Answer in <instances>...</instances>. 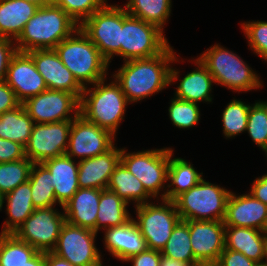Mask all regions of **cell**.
Here are the masks:
<instances>
[{
    "instance_id": "obj_1",
    "label": "cell",
    "mask_w": 267,
    "mask_h": 266,
    "mask_svg": "<svg viewBox=\"0 0 267 266\" xmlns=\"http://www.w3.org/2000/svg\"><path fill=\"white\" fill-rule=\"evenodd\" d=\"M179 62L169 45L161 54L144 59L125 61L112 74L129 103L138 102L162 91L178 80L180 71L170 68V63Z\"/></svg>"
},
{
    "instance_id": "obj_2",
    "label": "cell",
    "mask_w": 267,
    "mask_h": 266,
    "mask_svg": "<svg viewBox=\"0 0 267 266\" xmlns=\"http://www.w3.org/2000/svg\"><path fill=\"white\" fill-rule=\"evenodd\" d=\"M78 27L61 7L55 4L39 7L15 40L17 50L54 49Z\"/></svg>"
},
{
    "instance_id": "obj_3",
    "label": "cell",
    "mask_w": 267,
    "mask_h": 266,
    "mask_svg": "<svg viewBox=\"0 0 267 266\" xmlns=\"http://www.w3.org/2000/svg\"><path fill=\"white\" fill-rule=\"evenodd\" d=\"M54 50L83 87L107 78L109 63L80 27Z\"/></svg>"
},
{
    "instance_id": "obj_4",
    "label": "cell",
    "mask_w": 267,
    "mask_h": 266,
    "mask_svg": "<svg viewBox=\"0 0 267 266\" xmlns=\"http://www.w3.org/2000/svg\"><path fill=\"white\" fill-rule=\"evenodd\" d=\"M105 81L104 79L96 82L92 89H88V86L84 87L79 104V114L87 121L116 136L129 102L115 80L110 84H105Z\"/></svg>"
},
{
    "instance_id": "obj_5",
    "label": "cell",
    "mask_w": 267,
    "mask_h": 266,
    "mask_svg": "<svg viewBox=\"0 0 267 266\" xmlns=\"http://www.w3.org/2000/svg\"><path fill=\"white\" fill-rule=\"evenodd\" d=\"M209 48L198 58L207 67L215 84L238 93L261 88L260 77L237 54L219 44Z\"/></svg>"
},
{
    "instance_id": "obj_6",
    "label": "cell",
    "mask_w": 267,
    "mask_h": 266,
    "mask_svg": "<svg viewBox=\"0 0 267 266\" xmlns=\"http://www.w3.org/2000/svg\"><path fill=\"white\" fill-rule=\"evenodd\" d=\"M231 191L202 180L188 191L181 193L173 202L180 219L196 221H223Z\"/></svg>"
},
{
    "instance_id": "obj_7",
    "label": "cell",
    "mask_w": 267,
    "mask_h": 266,
    "mask_svg": "<svg viewBox=\"0 0 267 266\" xmlns=\"http://www.w3.org/2000/svg\"><path fill=\"white\" fill-rule=\"evenodd\" d=\"M169 43L157 26L130 16L123 7L121 58L124 62L161 54Z\"/></svg>"
},
{
    "instance_id": "obj_8",
    "label": "cell",
    "mask_w": 267,
    "mask_h": 266,
    "mask_svg": "<svg viewBox=\"0 0 267 266\" xmlns=\"http://www.w3.org/2000/svg\"><path fill=\"white\" fill-rule=\"evenodd\" d=\"M122 25L123 8L119 5L106 4L79 27L110 64L114 55L121 56Z\"/></svg>"
},
{
    "instance_id": "obj_9",
    "label": "cell",
    "mask_w": 267,
    "mask_h": 266,
    "mask_svg": "<svg viewBox=\"0 0 267 266\" xmlns=\"http://www.w3.org/2000/svg\"><path fill=\"white\" fill-rule=\"evenodd\" d=\"M135 209L138 220L134 221L146 241L147 249L161 252L174 227L181 221L175 203L162 199L161 205L148 202L137 205Z\"/></svg>"
},
{
    "instance_id": "obj_10",
    "label": "cell",
    "mask_w": 267,
    "mask_h": 266,
    "mask_svg": "<svg viewBox=\"0 0 267 266\" xmlns=\"http://www.w3.org/2000/svg\"><path fill=\"white\" fill-rule=\"evenodd\" d=\"M169 158L170 148L142 150L133 153H126L125 148H122L120 162L141 181L145 190L156 199L167 182Z\"/></svg>"
},
{
    "instance_id": "obj_11",
    "label": "cell",
    "mask_w": 267,
    "mask_h": 266,
    "mask_svg": "<svg viewBox=\"0 0 267 266\" xmlns=\"http://www.w3.org/2000/svg\"><path fill=\"white\" fill-rule=\"evenodd\" d=\"M97 232L65 222L60 230L54 254L73 266H103L101 254L95 246Z\"/></svg>"
},
{
    "instance_id": "obj_12",
    "label": "cell",
    "mask_w": 267,
    "mask_h": 266,
    "mask_svg": "<svg viewBox=\"0 0 267 266\" xmlns=\"http://www.w3.org/2000/svg\"><path fill=\"white\" fill-rule=\"evenodd\" d=\"M65 222L64 213L54 207L36 208L13 234L39 252H52Z\"/></svg>"
},
{
    "instance_id": "obj_13",
    "label": "cell",
    "mask_w": 267,
    "mask_h": 266,
    "mask_svg": "<svg viewBox=\"0 0 267 266\" xmlns=\"http://www.w3.org/2000/svg\"><path fill=\"white\" fill-rule=\"evenodd\" d=\"M79 104L80 101L72 93L50 89L30 97L22 103L34 123L73 120L79 114ZM73 112L74 114H72Z\"/></svg>"
},
{
    "instance_id": "obj_14",
    "label": "cell",
    "mask_w": 267,
    "mask_h": 266,
    "mask_svg": "<svg viewBox=\"0 0 267 266\" xmlns=\"http://www.w3.org/2000/svg\"><path fill=\"white\" fill-rule=\"evenodd\" d=\"M72 120L35 123L25 146V156L33 163L64 155L67 151Z\"/></svg>"
},
{
    "instance_id": "obj_15",
    "label": "cell",
    "mask_w": 267,
    "mask_h": 266,
    "mask_svg": "<svg viewBox=\"0 0 267 266\" xmlns=\"http://www.w3.org/2000/svg\"><path fill=\"white\" fill-rule=\"evenodd\" d=\"M115 136L108 130L87 121L78 114L69 132L66 155L73 158L89 159L110 150L115 144Z\"/></svg>"
},
{
    "instance_id": "obj_16",
    "label": "cell",
    "mask_w": 267,
    "mask_h": 266,
    "mask_svg": "<svg viewBox=\"0 0 267 266\" xmlns=\"http://www.w3.org/2000/svg\"><path fill=\"white\" fill-rule=\"evenodd\" d=\"M194 257L200 265H215L225 248L223 221L186 220Z\"/></svg>"
},
{
    "instance_id": "obj_17",
    "label": "cell",
    "mask_w": 267,
    "mask_h": 266,
    "mask_svg": "<svg viewBox=\"0 0 267 266\" xmlns=\"http://www.w3.org/2000/svg\"><path fill=\"white\" fill-rule=\"evenodd\" d=\"M48 89L72 93L79 101L84 87L62 63L54 49H35L27 52Z\"/></svg>"
},
{
    "instance_id": "obj_18",
    "label": "cell",
    "mask_w": 267,
    "mask_h": 266,
    "mask_svg": "<svg viewBox=\"0 0 267 266\" xmlns=\"http://www.w3.org/2000/svg\"><path fill=\"white\" fill-rule=\"evenodd\" d=\"M5 82L14 90L21 103L48 89L27 52L17 51L12 57Z\"/></svg>"
},
{
    "instance_id": "obj_19",
    "label": "cell",
    "mask_w": 267,
    "mask_h": 266,
    "mask_svg": "<svg viewBox=\"0 0 267 266\" xmlns=\"http://www.w3.org/2000/svg\"><path fill=\"white\" fill-rule=\"evenodd\" d=\"M223 222L225 226L248 227L263 231L267 222V205L250 192L242 195L231 192Z\"/></svg>"
},
{
    "instance_id": "obj_20",
    "label": "cell",
    "mask_w": 267,
    "mask_h": 266,
    "mask_svg": "<svg viewBox=\"0 0 267 266\" xmlns=\"http://www.w3.org/2000/svg\"><path fill=\"white\" fill-rule=\"evenodd\" d=\"M121 148L113 146L107 152L78 161L79 188H107L110 176L120 162Z\"/></svg>"
},
{
    "instance_id": "obj_21",
    "label": "cell",
    "mask_w": 267,
    "mask_h": 266,
    "mask_svg": "<svg viewBox=\"0 0 267 266\" xmlns=\"http://www.w3.org/2000/svg\"><path fill=\"white\" fill-rule=\"evenodd\" d=\"M104 235L105 248L122 262L129 257L147 249L146 241L137 227L134 218L117 227L106 228Z\"/></svg>"
},
{
    "instance_id": "obj_22",
    "label": "cell",
    "mask_w": 267,
    "mask_h": 266,
    "mask_svg": "<svg viewBox=\"0 0 267 266\" xmlns=\"http://www.w3.org/2000/svg\"><path fill=\"white\" fill-rule=\"evenodd\" d=\"M101 190L79 188L71 199L61 208L67 223L96 232V217Z\"/></svg>"
},
{
    "instance_id": "obj_23",
    "label": "cell",
    "mask_w": 267,
    "mask_h": 266,
    "mask_svg": "<svg viewBox=\"0 0 267 266\" xmlns=\"http://www.w3.org/2000/svg\"><path fill=\"white\" fill-rule=\"evenodd\" d=\"M51 173L57 203L62 207L79 189L78 163L66 154L43 162Z\"/></svg>"
},
{
    "instance_id": "obj_24",
    "label": "cell",
    "mask_w": 267,
    "mask_h": 266,
    "mask_svg": "<svg viewBox=\"0 0 267 266\" xmlns=\"http://www.w3.org/2000/svg\"><path fill=\"white\" fill-rule=\"evenodd\" d=\"M225 248L243 253L262 265L265 247L263 231L248 227L225 226Z\"/></svg>"
},
{
    "instance_id": "obj_25",
    "label": "cell",
    "mask_w": 267,
    "mask_h": 266,
    "mask_svg": "<svg viewBox=\"0 0 267 266\" xmlns=\"http://www.w3.org/2000/svg\"><path fill=\"white\" fill-rule=\"evenodd\" d=\"M38 8L24 0H0V37L16 40Z\"/></svg>"
},
{
    "instance_id": "obj_26",
    "label": "cell",
    "mask_w": 267,
    "mask_h": 266,
    "mask_svg": "<svg viewBox=\"0 0 267 266\" xmlns=\"http://www.w3.org/2000/svg\"><path fill=\"white\" fill-rule=\"evenodd\" d=\"M193 61H195L197 68L181 79L174 97L194 103L200 101L210 103L212 102L211 92L212 83H215L214 78L199 58Z\"/></svg>"
},
{
    "instance_id": "obj_27",
    "label": "cell",
    "mask_w": 267,
    "mask_h": 266,
    "mask_svg": "<svg viewBox=\"0 0 267 266\" xmlns=\"http://www.w3.org/2000/svg\"><path fill=\"white\" fill-rule=\"evenodd\" d=\"M4 201L9 218L4 222L1 233H14L35 210L29 180L5 194Z\"/></svg>"
},
{
    "instance_id": "obj_28",
    "label": "cell",
    "mask_w": 267,
    "mask_h": 266,
    "mask_svg": "<svg viewBox=\"0 0 267 266\" xmlns=\"http://www.w3.org/2000/svg\"><path fill=\"white\" fill-rule=\"evenodd\" d=\"M173 150L170 148V158L168 166V178L170 184L165 188L166 191L160 195L161 200L173 201L181 193L188 191L197 185L201 180L203 173H198L193 164L183 158H173ZM173 186V187H172ZM172 187V188H171Z\"/></svg>"
},
{
    "instance_id": "obj_29",
    "label": "cell",
    "mask_w": 267,
    "mask_h": 266,
    "mask_svg": "<svg viewBox=\"0 0 267 266\" xmlns=\"http://www.w3.org/2000/svg\"><path fill=\"white\" fill-rule=\"evenodd\" d=\"M106 189L116 193L128 204L133 201L136 203L135 206L148 203L150 202L148 198H152L141 181L121 162L115 167Z\"/></svg>"
},
{
    "instance_id": "obj_30",
    "label": "cell",
    "mask_w": 267,
    "mask_h": 266,
    "mask_svg": "<svg viewBox=\"0 0 267 266\" xmlns=\"http://www.w3.org/2000/svg\"><path fill=\"white\" fill-rule=\"evenodd\" d=\"M128 203L116 193L101 190L98 214L96 217V232L106 228L117 227L127 223L132 217L127 211Z\"/></svg>"
},
{
    "instance_id": "obj_31",
    "label": "cell",
    "mask_w": 267,
    "mask_h": 266,
    "mask_svg": "<svg viewBox=\"0 0 267 266\" xmlns=\"http://www.w3.org/2000/svg\"><path fill=\"white\" fill-rule=\"evenodd\" d=\"M34 124L21 104L0 115V138L17 142L25 147Z\"/></svg>"
},
{
    "instance_id": "obj_32",
    "label": "cell",
    "mask_w": 267,
    "mask_h": 266,
    "mask_svg": "<svg viewBox=\"0 0 267 266\" xmlns=\"http://www.w3.org/2000/svg\"><path fill=\"white\" fill-rule=\"evenodd\" d=\"M171 0H129L123 6L130 16L157 26L160 30L171 14Z\"/></svg>"
},
{
    "instance_id": "obj_33",
    "label": "cell",
    "mask_w": 267,
    "mask_h": 266,
    "mask_svg": "<svg viewBox=\"0 0 267 266\" xmlns=\"http://www.w3.org/2000/svg\"><path fill=\"white\" fill-rule=\"evenodd\" d=\"M33 206L54 207L57 203L52 185L51 173L43 163H34L29 176Z\"/></svg>"
},
{
    "instance_id": "obj_34",
    "label": "cell",
    "mask_w": 267,
    "mask_h": 266,
    "mask_svg": "<svg viewBox=\"0 0 267 266\" xmlns=\"http://www.w3.org/2000/svg\"><path fill=\"white\" fill-rule=\"evenodd\" d=\"M163 256L171 257L192 266H200L194 257L190 242L189 225L181 220L173 229V232L161 251Z\"/></svg>"
},
{
    "instance_id": "obj_35",
    "label": "cell",
    "mask_w": 267,
    "mask_h": 266,
    "mask_svg": "<svg viewBox=\"0 0 267 266\" xmlns=\"http://www.w3.org/2000/svg\"><path fill=\"white\" fill-rule=\"evenodd\" d=\"M37 252L13 233H0V266H24Z\"/></svg>"
},
{
    "instance_id": "obj_36",
    "label": "cell",
    "mask_w": 267,
    "mask_h": 266,
    "mask_svg": "<svg viewBox=\"0 0 267 266\" xmlns=\"http://www.w3.org/2000/svg\"><path fill=\"white\" fill-rule=\"evenodd\" d=\"M33 164L27 157L0 163V192L5 195L28 181Z\"/></svg>"
},
{
    "instance_id": "obj_37",
    "label": "cell",
    "mask_w": 267,
    "mask_h": 266,
    "mask_svg": "<svg viewBox=\"0 0 267 266\" xmlns=\"http://www.w3.org/2000/svg\"><path fill=\"white\" fill-rule=\"evenodd\" d=\"M250 105L237 99L231 100L222 113L223 133L227 138L234 137L247 128Z\"/></svg>"
},
{
    "instance_id": "obj_38",
    "label": "cell",
    "mask_w": 267,
    "mask_h": 266,
    "mask_svg": "<svg viewBox=\"0 0 267 266\" xmlns=\"http://www.w3.org/2000/svg\"><path fill=\"white\" fill-rule=\"evenodd\" d=\"M169 118L175 127L187 129L196 125L200 120V111L197 103L172 98L169 109Z\"/></svg>"
},
{
    "instance_id": "obj_39",
    "label": "cell",
    "mask_w": 267,
    "mask_h": 266,
    "mask_svg": "<svg viewBox=\"0 0 267 266\" xmlns=\"http://www.w3.org/2000/svg\"><path fill=\"white\" fill-rule=\"evenodd\" d=\"M246 131L267 156V113L260 102L250 106Z\"/></svg>"
},
{
    "instance_id": "obj_40",
    "label": "cell",
    "mask_w": 267,
    "mask_h": 266,
    "mask_svg": "<svg viewBox=\"0 0 267 266\" xmlns=\"http://www.w3.org/2000/svg\"><path fill=\"white\" fill-rule=\"evenodd\" d=\"M107 0H55L54 4L61 7L79 26L95 11L102 9Z\"/></svg>"
},
{
    "instance_id": "obj_41",
    "label": "cell",
    "mask_w": 267,
    "mask_h": 266,
    "mask_svg": "<svg viewBox=\"0 0 267 266\" xmlns=\"http://www.w3.org/2000/svg\"><path fill=\"white\" fill-rule=\"evenodd\" d=\"M249 47L267 62V22L248 21L241 24Z\"/></svg>"
},
{
    "instance_id": "obj_42",
    "label": "cell",
    "mask_w": 267,
    "mask_h": 266,
    "mask_svg": "<svg viewBox=\"0 0 267 266\" xmlns=\"http://www.w3.org/2000/svg\"><path fill=\"white\" fill-rule=\"evenodd\" d=\"M26 158L25 147L17 142L0 138V163Z\"/></svg>"
},
{
    "instance_id": "obj_43",
    "label": "cell",
    "mask_w": 267,
    "mask_h": 266,
    "mask_svg": "<svg viewBox=\"0 0 267 266\" xmlns=\"http://www.w3.org/2000/svg\"><path fill=\"white\" fill-rule=\"evenodd\" d=\"M17 51L14 40L0 37V81L6 79L10 61Z\"/></svg>"
},
{
    "instance_id": "obj_44",
    "label": "cell",
    "mask_w": 267,
    "mask_h": 266,
    "mask_svg": "<svg viewBox=\"0 0 267 266\" xmlns=\"http://www.w3.org/2000/svg\"><path fill=\"white\" fill-rule=\"evenodd\" d=\"M215 266H260L243 253L224 248Z\"/></svg>"
},
{
    "instance_id": "obj_45",
    "label": "cell",
    "mask_w": 267,
    "mask_h": 266,
    "mask_svg": "<svg viewBox=\"0 0 267 266\" xmlns=\"http://www.w3.org/2000/svg\"><path fill=\"white\" fill-rule=\"evenodd\" d=\"M22 103L17 99L14 90L5 82L0 81V115L13 110Z\"/></svg>"
},
{
    "instance_id": "obj_46",
    "label": "cell",
    "mask_w": 267,
    "mask_h": 266,
    "mask_svg": "<svg viewBox=\"0 0 267 266\" xmlns=\"http://www.w3.org/2000/svg\"><path fill=\"white\" fill-rule=\"evenodd\" d=\"M161 252L153 249H146L139 254L129 257L125 262L133 263L132 266H160Z\"/></svg>"
},
{
    "instance_id": "obj_47",
    "label": "cell",
    "mask_w": 267,
    "mask_h": 266,
    "mask_svg": "<svg viewBox=\"0 0 267 266\" xmlns=\"http://www.w3.org/2000/svg\"><path fill=\"white\" fill-rule=\"evenodd\" d=\"M250 193L258 200L267 205V174L254 180Z\"/></svg>"
},
{
    "instance_id": "obj_48",
    "label": "cell",
    "mask_w": 267,
    "mask_h": 266,
    "mask_svg": "<svg viewBox=\"0 0 267 266\" xmlns=\"http://www.w3.org/2000/svg\"><path fill=\"white\" fill-rule=\"evenodd\" d=\"M45 266H73L67 260L60 258L53 252H45Z\"/></svg>"
},
{
    "instance_id": "obj_49",
    "label": "cell",
    "mask_w": 267,
    "mask_h": 266,
    "mask_svg": "<svg viewBox=\"0 0 267 266\" xmlns=\"http://www.w3.org/2000/svg\"><path fill=\"white\" fill-rule=\"evenodd\" d=\"M160 266H192L190 263H185L179 260H175L168 256H161Z\"/></svg>"
},
{
    "instance_id": "obj_50",
    "label": "cell",
    "mask_w": 267,
    "mask_h": 266,
    "mask_svg": "<svg viewBox=\"0 0 267 266\" xmlns=\"http://www.w3.org/2000/svg\"><path fill=\"white\" fill-rule=\"evenodd\" d=\"M24 266H45V252H37Z\"/></svg>"
},
{
    "instance_id": "obj_51",
    "label": "cell",
    "mask_w": 267,
    "mask_h": 266,
    "mask_svg": "<svg viewBox=\"0 0 267 266\" xmlns=\"http://www.w3.org/2000/svg\"><path fill=\"white\" fill-rule=\"evenodd\" d=\"M36 4L38 7L54 5L55 0H24Z\"/></svg>"
},
{
    "instance_id": "obj_52",
    "label": "cell",
    "mask_w": 267,
    "mask_h": 266,
    "mask_svg": "<svg viewBox=\"0 0 267 266\" xmlns=\"http://www.w3.org/2000/svg\"><path fill=\"white\" fill-rule=\"evenodd\" d=\"M262 265L267 266V235H265V247H264V257H263Z\"/></svg>"
},
{
    "instance_id": "obj_53",
    "label": "cell",
    "mask_w": 267,
    "mask_h": 266,
    "mask_svg": "<svg viewBox=\"0 0 267 266\" xmlns=\"http://www.w3.org/2000/svg\"><path fill=\"white\" fill-rule=\"evenodd\" d=\"M4 203V195L0 192V210L2 209Z\"/></svg>"
},
{
    "instance_id": "obj_54",
    "label": "cell",
    "mask_w": 267,
    "mask_h": 266,
    "mask_svg": "<svg viewBox=\"0 0 267 266\" xmlns=\"http://www.w3.org/2000/svg\"><path fill=\"white\" fill-rule=\"evenodd\" d=\"M265 108H266V113H267V102L259 101Z\"/></svg>"
},
{
    "instance_id": "obj_55",
    "label": "cell",
    "mask_w": 267,
    "mask_h": 266,
    "mask_svg": "<svg viewBox=\"0 0 267 266\" xmlns=\"http://www.w3.org/2000/svg\"><path fill=\"white\" fill-rule=\"evenodd\" d=\"M263 232H264L265 235H267V222H266V225H265V227L263 229Z\"/></svg>"
}]
</instances>
